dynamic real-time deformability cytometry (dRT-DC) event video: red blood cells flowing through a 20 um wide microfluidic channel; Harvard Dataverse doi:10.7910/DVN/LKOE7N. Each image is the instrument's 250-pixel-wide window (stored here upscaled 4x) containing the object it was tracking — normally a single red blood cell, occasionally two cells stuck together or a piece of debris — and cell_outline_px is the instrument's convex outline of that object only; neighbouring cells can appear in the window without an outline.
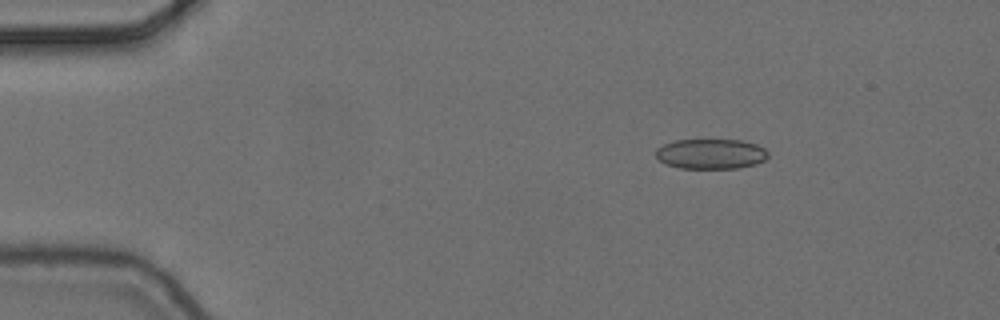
{"species": "common noctule bat (a hibernating species)", "species_latin": "Nyctalus noctula", "temperature_condition": "cold", "stored_images_in_passage": 4, "camera_frame_rate_fps": 3000, "um_per_image_px": 0.085, "animal": {"sex": "female", "body_mass_g": 24.6, "forearm_length_mm": 56.2}, "frame": {"image": 1, "passage_image": 3, "time_ms": 0.667, "image_size_px": [1000, 320], "cell_outline_px": [[768, 156], [764, 160], [756, 164], [736, 168], [680, 168], [668, 164], [660, 160], [656, 156], [656, 148], [664, 144], [676, 140], [740, 140], [756, 144], [764, 148], [768, 152]], "centroid_in_image_um": [60.44, 13.08], "position_along_channel_um": 24.6, "area_um2": 19.54}}